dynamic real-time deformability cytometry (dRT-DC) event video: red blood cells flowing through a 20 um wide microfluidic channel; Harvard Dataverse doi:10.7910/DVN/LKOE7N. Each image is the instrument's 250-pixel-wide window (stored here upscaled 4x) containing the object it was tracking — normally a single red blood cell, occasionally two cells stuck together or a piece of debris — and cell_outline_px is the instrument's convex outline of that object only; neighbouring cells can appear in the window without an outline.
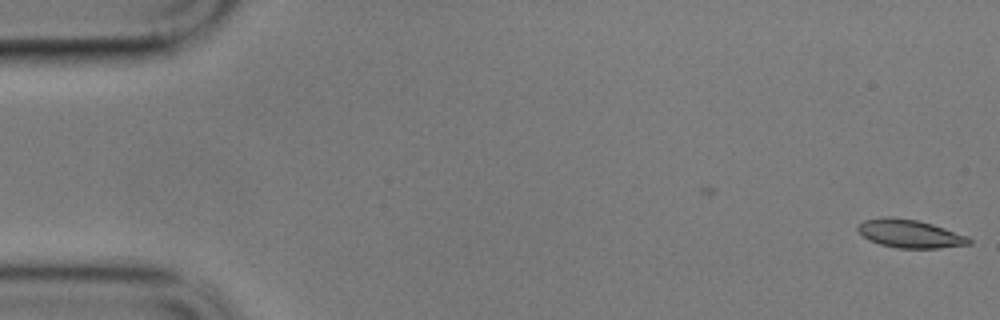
{"species": "common noctule bat (a hibernating species)", "species_latin": "Nyctalus noctula", "temperature_condition": "cold", "stored_images_in_passage": 3, "camera_frame_rate_fps": 3000, "um_per_image_px": 0.085, "animal": {"sex": "male", "body_mass_g": 17.9}, "frame": {"image": 1, "passage_image": 3, "time_ms": 0.667, "image_size_px": [1000, 320], "cell_outline_px": [[972, 244], [940, 248], [896, 248], [880, 244], [868, 240], [856, 228], [864, 220], [884, 216], [892, 216], [916, 220], [932, 224], [968, 236], [972, 240]], "centroid_in_image_um": [77.35, 19.86], "position_along_channel_um": 7.7, "area_um2": 18.32}}